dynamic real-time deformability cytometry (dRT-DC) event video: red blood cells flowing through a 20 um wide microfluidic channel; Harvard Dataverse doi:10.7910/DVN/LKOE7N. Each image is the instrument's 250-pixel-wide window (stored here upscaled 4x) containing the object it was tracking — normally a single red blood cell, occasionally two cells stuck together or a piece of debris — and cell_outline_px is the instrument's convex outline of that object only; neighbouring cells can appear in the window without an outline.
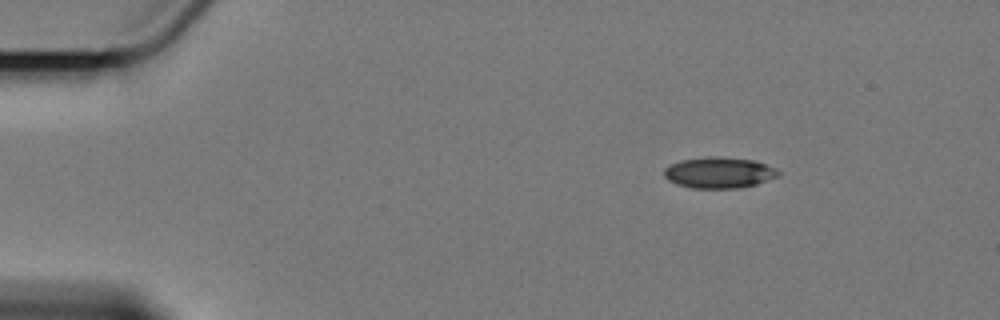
{"species": "Egyptian fruit bat (a non-hibernating species)", "species_latin": "Rousettus aegyptiacus", "temperature_condition": "cold", "stored_images_in_passage": 5, "camera_frame_rate_fps": 3000, "um_per_image_px": 0.085, "animal": {"sex": "female"}, "frame": {"image": 1, "passage_image": 1, "time_ms": 0.0, "image_size_px": [1000, 320], "cell_outline_px": [[780, 176], [756, 184], [736, 188], [692, 188], [676, 184], [668, 180], [664, 176], [664, 168], [680, 160], [708, 156], [720, 156], [756, 160], [776, 168], [780, 172]], "centroid_in_image_um": [61.14, 14.66], "position_along_channel_um": 23.9, "area_um2": 20.87}}
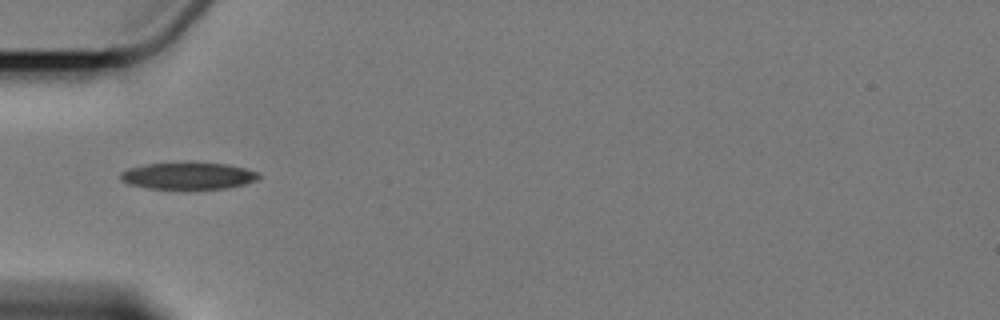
{"frame": {"image": 2, "passage_image": 4, "time_ms": 3.667, "image_size_px": [1000, 320], "cell_outline_px": [[260, 176], [256, 180], [244, 184], [224, 188], [188, 192], [148, 188], [128, 184], [120, 180], [120, 172], [128, 168], [148, 164], [228, 164], [244, 168], [256, 172]], "centroid_in_image_um": [15.94, 15.01], "position_along_channel_um": 69.1, "area_um2": 21.96}}
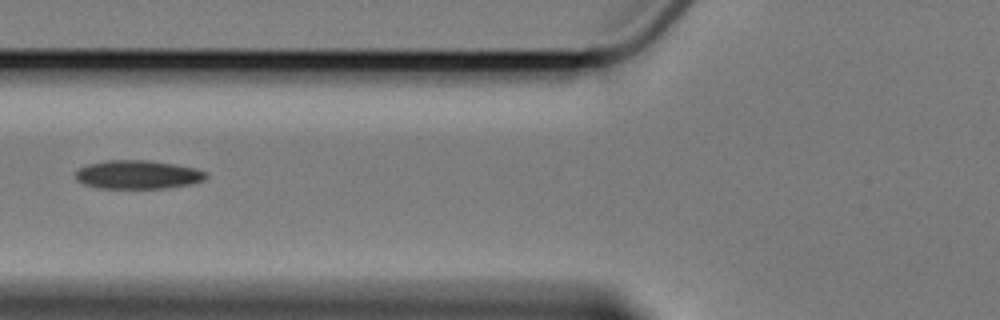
{"frame": {"image": 3, "passage_image": 5, "time_ms": 5.0, "image_size_px": [1000, 320], "cell_outline_px": [[208, 176], [204, 180], [188, 184], [164, 188], [100, 188], [84, 184], [76, 180], [76, 172], [80, 168], [88, 164], [108, 160], [148, 160], [196, 168], [204, 172]], "centroid_in_image_um": [11.69, 14.84], "position_along_channel_um": 114.1, "area_um2": 21.5}}